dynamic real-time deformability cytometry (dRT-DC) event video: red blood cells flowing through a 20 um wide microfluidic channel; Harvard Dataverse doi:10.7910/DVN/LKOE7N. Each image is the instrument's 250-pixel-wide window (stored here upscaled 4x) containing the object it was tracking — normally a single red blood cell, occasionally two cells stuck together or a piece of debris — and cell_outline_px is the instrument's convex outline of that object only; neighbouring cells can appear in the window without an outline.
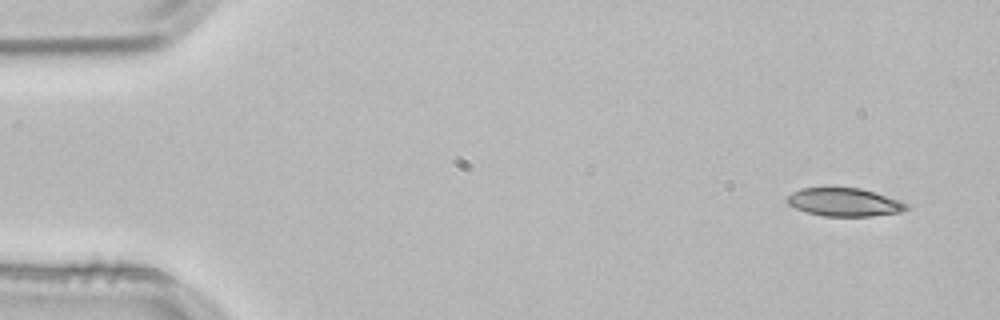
{"species": "common noctule bat (a hibernating species)", "species_latin": "Nyctalus noctula", "temperature_condition": "room temperature", "stored_images_in_passage": 3, "camera_frame_rate_fps": 3000, "um_per_image_px": 0.085, "animal": {"sex": "male", "body_mass_g": 21.5, "forearm_length_mm": 52.0}, "frame": {"image": 1, "passage_image": 1, "time_ms": 0.0, "image_size_px": [1000, 320], "cell_outline_px": [[908, 208], [904, 212], [872, 216], [824, 216], [808, 212], [796, 208], [788, 204], [784, 200], [792, 192], [800, 188], [860, 188], [900, 200], [908, 204]], "centroid_in_image_um": [71.78, 17.19], "position_along_channel_um": 13.2, "area_um2": 19.59}}